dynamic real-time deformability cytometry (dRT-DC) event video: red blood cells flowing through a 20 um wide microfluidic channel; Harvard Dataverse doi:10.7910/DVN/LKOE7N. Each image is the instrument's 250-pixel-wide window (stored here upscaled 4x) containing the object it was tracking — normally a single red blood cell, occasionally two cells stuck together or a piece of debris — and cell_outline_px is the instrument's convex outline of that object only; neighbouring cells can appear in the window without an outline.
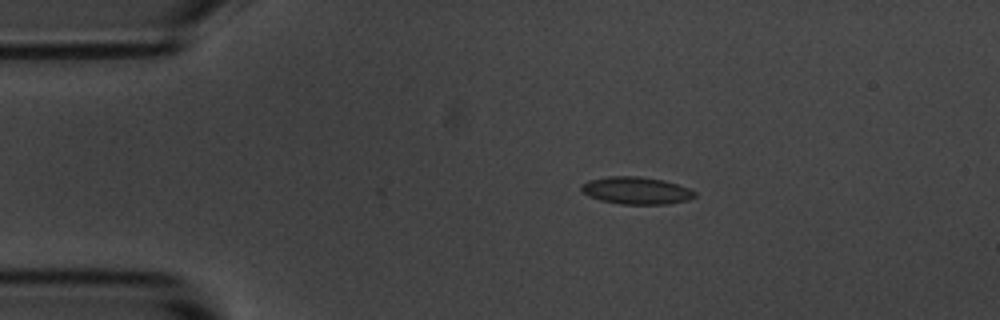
{"species": "common noctule bat (a hibernating species)", "species_latin": "Nyctalus noctula", "temperature_condition": "room temperature", "stored_images_in_passage": 3, "camera_frame_rate_fps": 3000, "um_per_image_px": 0.085, "animal": {"sex": "male", "body_mass_g": 20.1, "forearm_length_mm": 53.5}, "frame": {"image": 1, "passage_image": 1, "time_ms": 0.0, "image_size_px": [1000, 320], "cell_outline_px": [[696, 196], [688, 200], [668, 204], [620, 204], [600, 200], [588, 196], [580, 192], [580, 184], [588, 180], [608, 176], [640, 176], [664, 180], [688, 188], [696, 192]], "centroid_in_image_um": [54.03, 16.19], "position_along_channel_um": 31.0, "area_um2": 18.26}}